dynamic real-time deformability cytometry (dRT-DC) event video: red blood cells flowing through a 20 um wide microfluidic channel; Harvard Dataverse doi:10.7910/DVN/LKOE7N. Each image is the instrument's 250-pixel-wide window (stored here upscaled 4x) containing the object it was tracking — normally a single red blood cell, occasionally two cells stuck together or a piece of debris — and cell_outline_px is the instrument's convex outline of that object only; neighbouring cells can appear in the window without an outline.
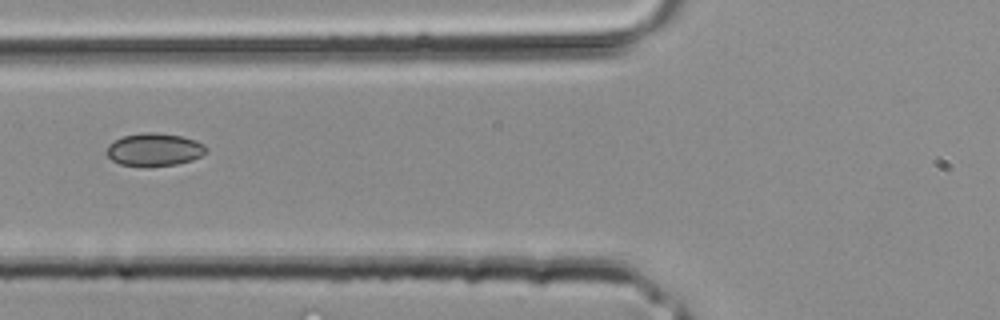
{"species": "common noctule bat (a hibernating species)", "species_latin": "Nyctalus noctula", "temperature_condition": "room temperature", "stored_images_in_passage": 3, "camera_frame_rate_fps": 3000, "um_per_image_px": 0.085, "animal": {"sex": "male", "body_mass_g": 20.4}, "frame": {"image": 1, "passage_image": 3, "time_ms": 0.667, "image_size_px": [1000, 320], "cell_outline_px": [[208, 152], [192, 160], [176, 164], [148, 168], [144, 168], [120, 164], [112, 160], [104, 152], [108, 144], [124, 136], [140, 132], [156, 132], [180, 136], [196, 140], [204, 144], [208, 148]], "centroid_in_image_um": [13.1, 12.73], "position_along_channel_um": 112.7, "area_um2": 19.54}}